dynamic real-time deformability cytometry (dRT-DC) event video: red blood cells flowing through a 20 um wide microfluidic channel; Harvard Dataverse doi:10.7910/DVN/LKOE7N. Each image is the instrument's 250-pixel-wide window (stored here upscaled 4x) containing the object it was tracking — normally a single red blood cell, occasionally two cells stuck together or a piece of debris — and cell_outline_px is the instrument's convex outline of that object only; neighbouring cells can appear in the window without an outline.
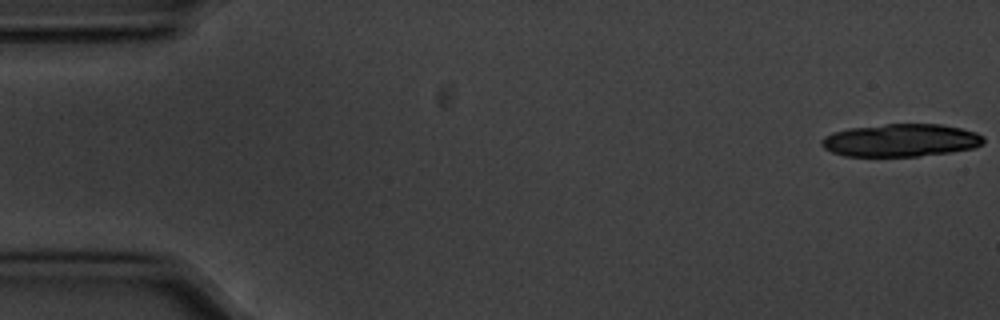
{"species": "common noctule bat (a hibernating species)", "species_latin": "Nyctalus noctula", "temperature_condition": "cold", "stored_images_in_passage": 41, "camera_frame_rate_fps": 3000, "um_per_image_px": 0.085, "animal": {"sex": "male", "body_mass_g": 20.1, "forearm_length_mm": 53.5}, "frame": {"image": 1, "passage_image": 1, "time_ms": 0.0, "image_size_px": [1000, 320], "cell_outline_px": [[984, 140], [980, 144], [972, 148], [952, 152], [920, 156], [844, 156], [832, 152], [824, 148], [820, 144], [820, 140], [824, 136], [848, 128], [884, 124], [940, 124], [960, 128], [976, 132], [984, 136]], "centroid_in_image_um": [76.55, 11.92], "position_along_channel_um": 8.5, "area_um2": 30.92}}
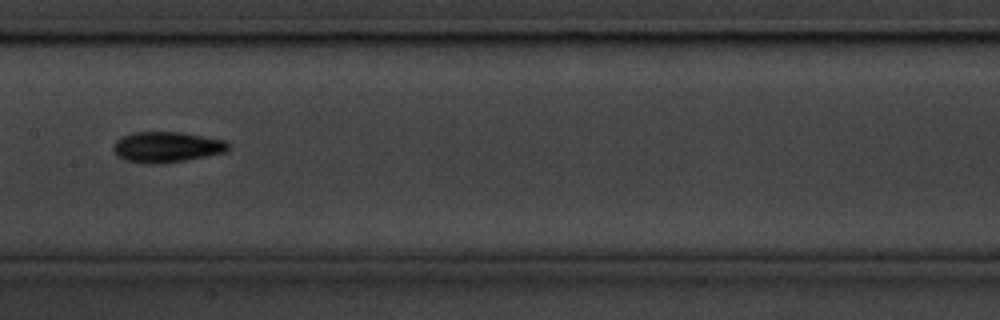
{"frame": {"image": 2, "passage_image": 28, "time_ms": 9.0, "image_size_px": [1000, 320], "cell_outline_px": [[228, 148], [224, 152], [184, 160], [160, 164], [144, 164], [124, 160], [116, 156], [112, 152], [112, 144], [120, 136], [132, 132], [180, 132], [224, 140], [228, 144]], "centroid_in_image_um": [14.04, 12.5], "position_along_channel_um": 193.4, "area_um2": 20.63}}